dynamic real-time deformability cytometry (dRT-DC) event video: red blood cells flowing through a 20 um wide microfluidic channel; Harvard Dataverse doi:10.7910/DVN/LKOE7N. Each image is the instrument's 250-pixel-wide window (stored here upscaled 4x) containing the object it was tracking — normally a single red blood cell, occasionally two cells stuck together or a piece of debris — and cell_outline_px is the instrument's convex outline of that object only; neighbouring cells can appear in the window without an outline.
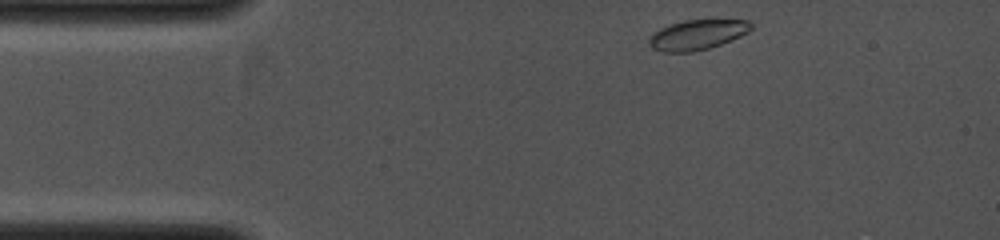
{"species": "common noctule bat (a hibernating species)", "species_latin": "Nyctalus noctula", "temperature_condition": "cold", "stored_images_in_passage": 16, "camera_frame_rate_fps": 4000, "um_per_image_px": 0.085, "animal": {"sex": "female", "body_mass_g": 19.0, "forearm_length_mm": 53.3}, "frame": {"image": 1, "passage_image": 1, "time_ms": 0.0, "image_size_px": [1000, 240], "cell_outline_px": [[752, 28], [748, 32], [740, 36], [720, 44], [708, 48], [692, 52], [664, 52], [652, 48], [648, 44], [648, 40], [660, 28], [668, 24], [684, 20], [748, 20], [752, 24]], "centroid_in_image_um": [59.26, 2.95], "position_along_channel_um": 25.7, "area_um2": 17.69}}
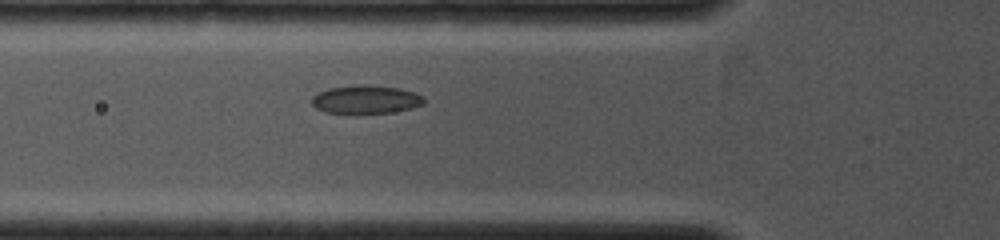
{"frame": {"image": 2, "passage_image": 7, "time_ms": 2.25, "image_size_px": [1000, 240], "cell_outline_px": [[424, 104], [412, 108], [392, 112], [356, 116], [348, 116], [324, 112], [316, 108], [312, 104], [312, 96], [328, 88], [352, 84], [368, 84], [400, 88], [424, 96]], "centroid_in_image_um": [31.05, 8.49], "position_along_channel_um": 94.7, "area_um2": 19.54}}
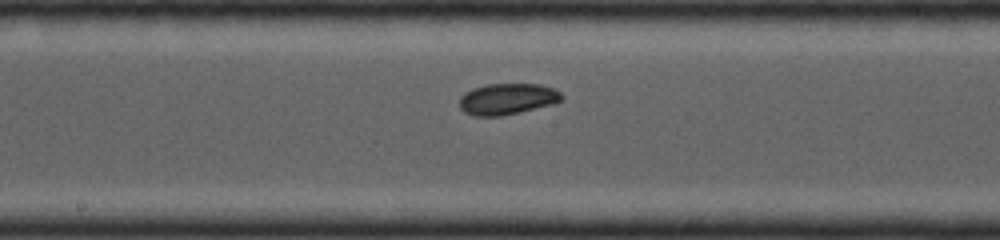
{"frame": {"image": 3, "passage_image": 15, "time_ms": 4.25, "image_size_px": [1000, 240], "cell_outline_px": [[564, 96], [560, 100], [552, 104], [520, 112], [500, 116], [472, 116], [464, 112], [460, 108], [460, 96], [464, 92], [472, 88], [488, 84], [540, 84], [556, 88]], "centroid_in_image_um": [43.11, 8.41], "position_along_channel_um": 205.1, "area_um2": 18.73}}